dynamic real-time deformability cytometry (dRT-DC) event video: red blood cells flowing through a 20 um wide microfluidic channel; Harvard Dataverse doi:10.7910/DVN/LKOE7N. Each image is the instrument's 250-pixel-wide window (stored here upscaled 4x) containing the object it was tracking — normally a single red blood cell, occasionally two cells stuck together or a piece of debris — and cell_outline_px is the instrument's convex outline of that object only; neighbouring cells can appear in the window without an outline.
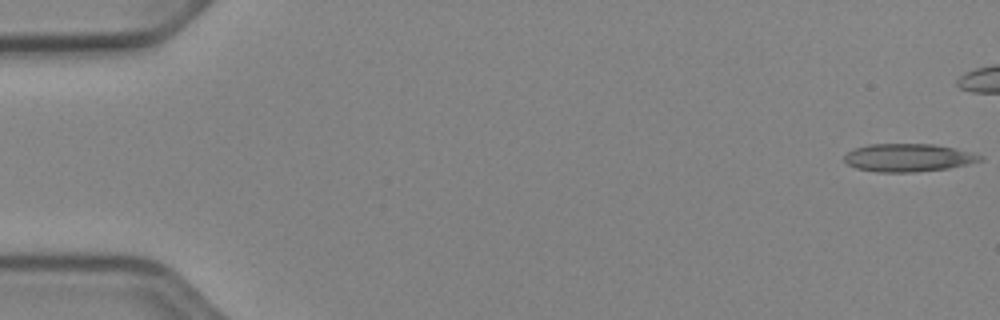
{"species": "Egyptian fruit bat (a non-hibernating species)", "species_latin": "Rousettus aegyptiacus", "temperature_condition": "cold", "stored_images_in_passage": 43, "camera_frame_rate_fps": 3000, "um_per_image_px": 0.085, "animal": {"sex": "female"}, "frame": {"image": 1, "passage_image": 1, "time_ms": 0.0, "image_size_px": [1000, 320], "cell_outline_px": [[984, 160], [968, 164], [948, 168], [916, 172], [876, 172], [856, 168], [848, 164], [844, 160], [844, 156], [848, 152], [856, 148], [868, 144], [932, 144], [952, 148], [984, 156]], "centroid_in_image_um": [77.19, 13.41], "position_along_channel_um": 7.8, "area_um2": 21.96}}
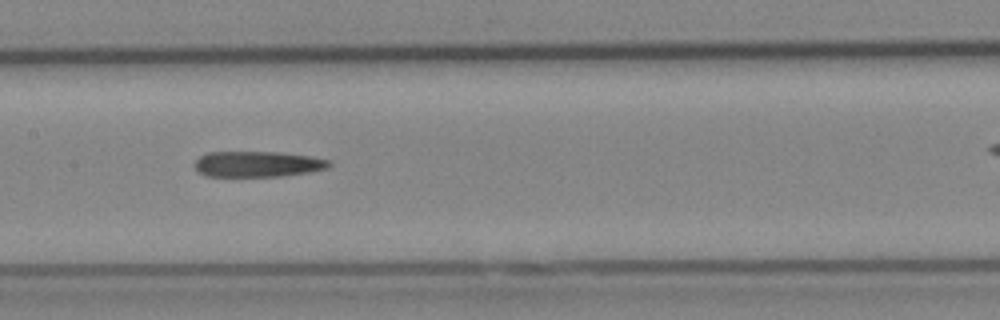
{"frame": {"image": 2, "passage_image": 26, "time_ms": 8.333, "image_size_px": [1000, 320], "cell_outline_px": [[332, 164], [328, 168], [308, 172], [280, 176], [204, 176], [196, 172], [196, 160], [200, 156], [208, 152], [280, 152], [312, 156], [332, 160]], "centroid_in_image_um": [21.92, 13.94], "position_along_channel_um": 185.5, "area_um2": 20.29}}
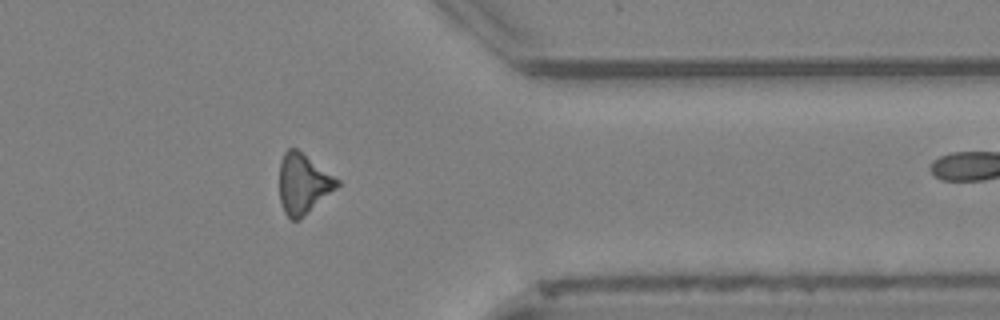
{"frame": {"image": 3, "passage_image": 42, "time_ms": 13.667, "image_size_px": [1000, 320], "cell_outline_px": [[340, 184], [336, 188], [300, 220], [292, 220], [284, 212], [280, 200], [280, 160], [284, 152], [288, 148], [296, 148], [340, 180]], "centroid_in_image_um": [25.76, 15.62], "position_along_channel_um": 385.6, "area_um2": 20.06}}